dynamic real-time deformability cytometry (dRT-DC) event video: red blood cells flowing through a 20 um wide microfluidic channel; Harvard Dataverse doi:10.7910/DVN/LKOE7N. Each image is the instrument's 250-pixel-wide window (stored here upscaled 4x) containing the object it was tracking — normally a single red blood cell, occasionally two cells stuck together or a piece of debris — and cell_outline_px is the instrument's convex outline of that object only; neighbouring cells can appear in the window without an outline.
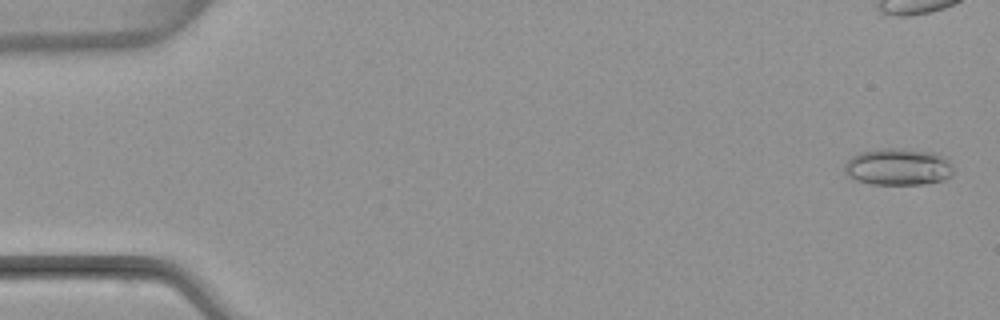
{"species": "common noctule bat (a hibernating species)", "species_latin": "Nyctalus noctula", "temperature_condition": "warm", "stored_images_in_passage": 8, "camera_frame_rate_fps": 3000, "um_per_image_px": 0.085, "animal": {"sex": "female", "body_mass_g": 22.7, "forearm_length_mm": 54.2}, "frame": {"image": 1, "passage_image": 1, "time_ms": 0.0, "image_size_px": [1000, 320], "cell_outline_px": [[952, 176], [944, 180], [924, 184], [872, 184], [856, 180], [848, 176], [844, 172], [844, 164], [852, 156], [860, 152], [880, 148], [908, 148], [936, 152], [944, 156], [952, 164]], "centroid_in_image_um": [76.36, 14.17], "position_along_channel_um": 8.6, "area_um2": 23.81}}
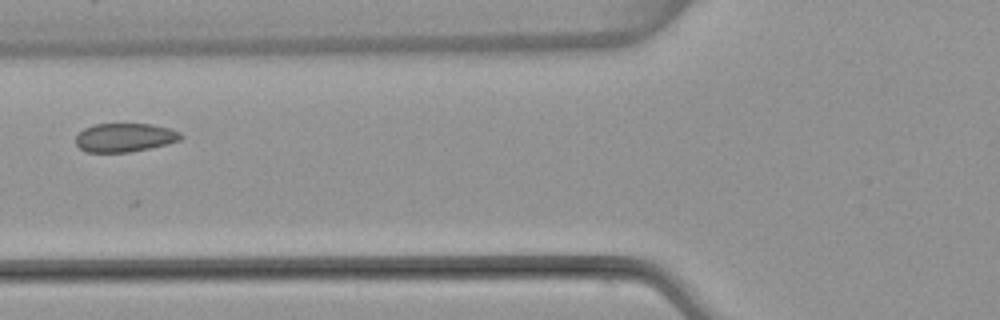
{"frame": {"image": 2, "passage_image": 6, "time_ms": 7.0, "image_size_px": [1000, 320], "cell_outline_px": [[184, 136], [180, 140], [168, 144], [128, 152], [84, 152], [76, 144], [76, 136], [84, 128], [96, 124], [152, 124], [168, 128], [180, 132]], "centroid_in_image_um": [10.61, 11.69], "position_along_channel_um": 115.2, "area_um2": 17.51}}